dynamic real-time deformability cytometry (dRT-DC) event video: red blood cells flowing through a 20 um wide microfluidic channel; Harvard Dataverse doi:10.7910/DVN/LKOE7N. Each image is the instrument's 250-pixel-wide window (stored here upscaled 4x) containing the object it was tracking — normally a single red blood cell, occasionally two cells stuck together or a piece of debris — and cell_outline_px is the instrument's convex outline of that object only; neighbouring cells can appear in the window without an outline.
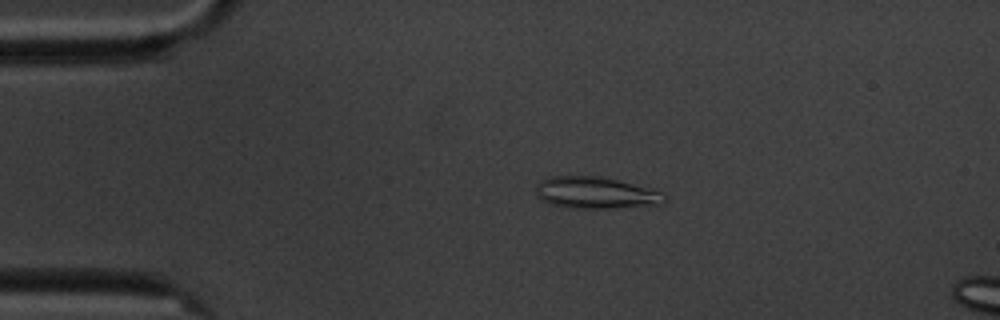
{"species": "common noctule bat (a hibernating species)", "species_latin": "Nyctalus noctula", "temperature_condition": "cold", "stored_images_in_passage": 5, "camera_frame_rate_fps": 3000, "um_per_image_px": 0.085, "animal": {"sex": "male", "body_mass_g": 20.1, "forearm_length_mm": 53.5}, "frame": {"image": 1, "passage_image": 3, "time_ms": 2.333, "image_size_px": [1000, 320], "cell_outline_px": [[668, 200], [660, 204], [616, 208], [572, 208], [552, 204], [536, 196], [536, 184], [540, 180], [548, 176], [596, 176], [616, 180], [664, 192], [668, 196]], "centroid_in_image_um": [50.64, 16.39], "position_along_channel_um": 34.4, "area_um2": 23.76}}